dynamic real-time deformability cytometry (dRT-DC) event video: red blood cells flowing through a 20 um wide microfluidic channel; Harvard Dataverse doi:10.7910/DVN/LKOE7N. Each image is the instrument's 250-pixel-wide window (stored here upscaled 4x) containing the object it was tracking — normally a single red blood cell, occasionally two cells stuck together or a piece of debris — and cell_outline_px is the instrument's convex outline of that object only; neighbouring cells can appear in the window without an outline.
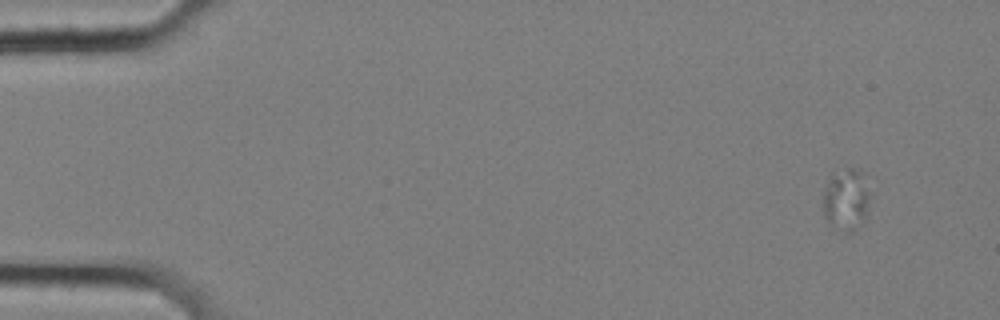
{"species": "common noctule bat (a hibernating species)", "species_latin": "Nyctalus noctula", "temperature_condition": "cold", "stored_images_in_passage": 38, "camera_frame_rate_fps": 3000, "um_per_image_px": 0.085, "animal": {"sex": "female", "body_mass_g": 25.1}, "frame": {"image": 1, "passage_image": 1, "time_ms": 0.0, "image_size_px": [1000, 320], "cell_outline_px": [[868, 216], [852, 232], [844, 232], [828, 220], [824, 216], [824, 188], [832, 172], [848, 168], [860, 168], [864, 172], [868, 192]], "centroid_in_image_um": [71.95, 16.91], "position_along_channel_um": 13.1, "area_um2": 16.94}}